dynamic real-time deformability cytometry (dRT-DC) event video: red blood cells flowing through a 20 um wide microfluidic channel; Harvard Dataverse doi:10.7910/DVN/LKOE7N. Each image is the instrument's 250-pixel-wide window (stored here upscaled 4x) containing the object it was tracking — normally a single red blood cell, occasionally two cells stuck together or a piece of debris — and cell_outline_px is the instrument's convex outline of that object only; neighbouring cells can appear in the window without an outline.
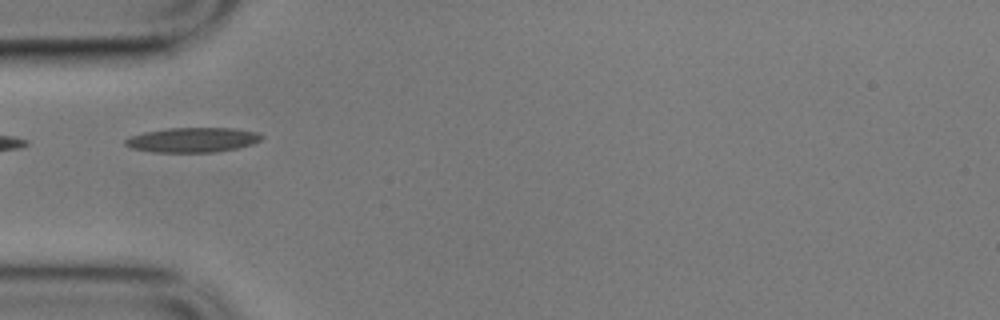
{"species": "common noctule bat (a hibernating species)", "species_latin": "Nyctalus noctula", "temperature_condition": "cold", "stored_images_in_passage": 10, "camera_frame_rate_fps": 3000, "um_per_image_px": 0.085, "animal": {"sex": "male", "body_mass_g": 17.9}, "frame": {"image": 1, "passage_image": 5, "time_ms": 1.333, "image_size_px": [1000, 320], "cell_outline_px": [[264, 136], [260, 140], [252, 144], [236, 148], [212, 152], [152, 152], [132, 148], [124, 144], [124, 140], [132, 136], [144, 132], [168, 128], [236, 128], [256, 132]], "centroid_in_image_um": [16.37, 11.88], "position_along_channel_um": 68.6, "area_um2": 19.54}}
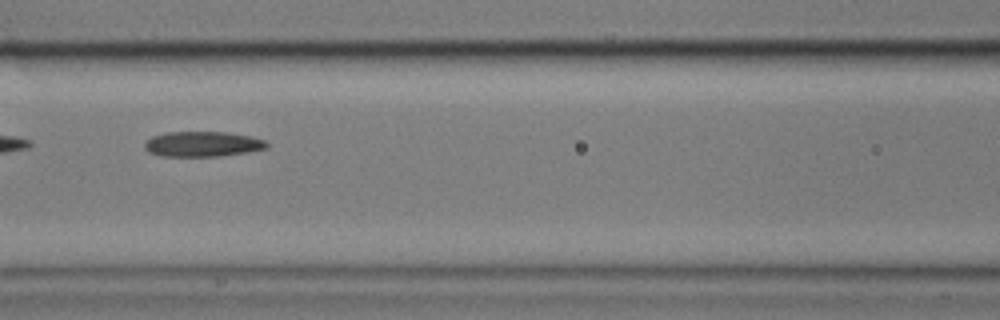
{"frame": {"image": 2, "passage_image": 7, "time_ms": 2.0, "image_size_px": [1000, 320], "cell_outline_px": [[268, 148], [248, 152], [220, 156], [160, 156], [148, 152], [144, 148], [144, 144], [152, 136], [168, 132], [224, 132], [252, 136], [264, 140], [268, 144]], "centroid_in_image_um": [17.22, 12.25], "position_along_channel_um": 149.4, "area_um2": 17.98}}
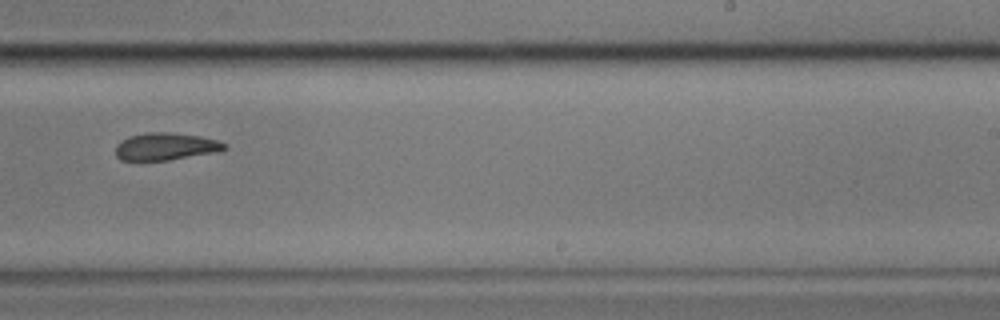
{"frame": {"image": 3, "passage_image": 10, "time_ms": 3.0, "image_size_px": [1000, 320], "cell_outline_px": [[228, 148], [216, 152], [168, 160], [120, 160], [116, 156], [116, 144], [120, 140], [128, 136], [148, 132], [168, 132], [200, 136], [216, 140], [228, 144]], "centroid_in_image_um": [14.07, 12.44], "position_along_channel_um": 274.9, "area_um2": 17.4}}